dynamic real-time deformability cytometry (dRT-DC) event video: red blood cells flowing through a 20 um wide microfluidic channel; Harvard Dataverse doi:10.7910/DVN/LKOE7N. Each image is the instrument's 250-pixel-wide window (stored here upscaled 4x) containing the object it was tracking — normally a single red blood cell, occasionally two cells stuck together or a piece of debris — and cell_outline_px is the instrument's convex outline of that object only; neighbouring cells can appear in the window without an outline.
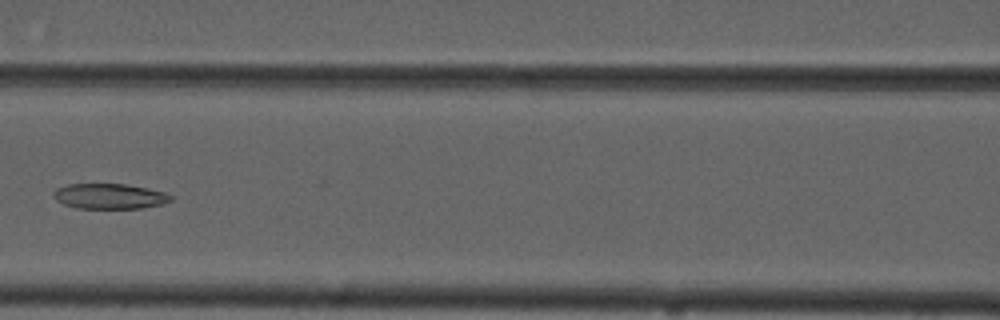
{"species": "common noctule bat (a hibernating species)", "species_latin": "Nyctalus noctula", "temperature_condition": "cold", "stored_images_in_passage": 4, "camera_frame_rate_fps": 3000, "um_per_image_px": 0.085, "animal": {"sex": "male", "forearm_length_mm": 52.5}, "frame": {"image": 1, "passage_image": 4, "time_ms": 3.667, "image_size_px": [1000, 320], "cell_outline_px": [[172, 200], [160, 204], [140, 208], [76, 208], [64, 204], [56, 200], [52, 196], [56, 188], [68, 184], [124, 184], [164, 192], [172, 196]], "centroid_in_image_um": [9.26, 16.68], "position_along_channel_um": 157.3, "area_um2": 17.05}}